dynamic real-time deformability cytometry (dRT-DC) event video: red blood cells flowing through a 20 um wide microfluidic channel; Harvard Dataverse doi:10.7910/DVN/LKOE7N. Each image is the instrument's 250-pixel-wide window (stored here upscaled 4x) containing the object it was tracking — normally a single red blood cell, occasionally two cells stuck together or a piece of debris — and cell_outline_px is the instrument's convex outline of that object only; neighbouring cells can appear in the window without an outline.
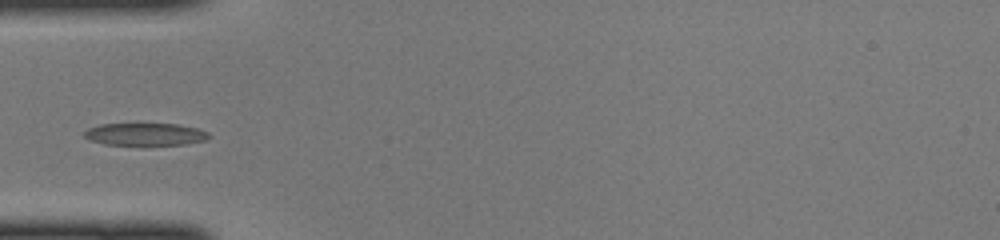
{"species": "common noctule bat (a hibernating species)", "species_latin": "Nyctalus noctula", "temperature_condition": "cold", "stored_images_in_passage": 33, "camera_frame_rate_fps": 3000, "um_per_image_px": 0.085, "animal": {"sex": "female", "body_mass_g": 22.0, "forearm_length_mm": 56.7}, "frame": {"image": 1, "passage_image": 1, "time_ms": 0.0, "image_size_px": [1000, 240], "cell_outline_px": [[208, 136], [204, 140], [184, 144], [104, 144], [92, 140], [84, 136], [84, 132], [88, 128], [100, 124], [176, 124], [196, 128], [208, 132]], "centroid_in_image_um": [12.31, 11.4], "position_along_channel_um": 72.7, "area_um2": 15.78}}
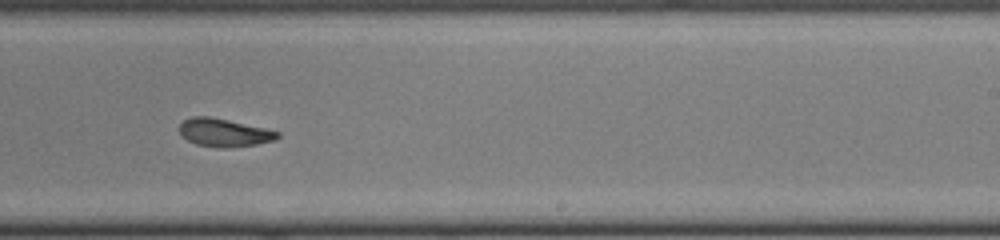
{"frame": {"image": 2, "passage_image": 15, "time_ms": 4.667, "image_size_px": [1000, 240], "cell_outline_px": [[280, 136], [276, 140], [256, 144], [224, 148], [216, 148], [196, 144], [188, 140], [180, 132], [180, 124], [184, 120], [192, 116], [208, 116], [228, 120], [264, 128], [280, 132]], "centroid_in_image_um": [19.06, 11.28], "position_along_channel_um": 269.9, "area_um2": 15.9}}
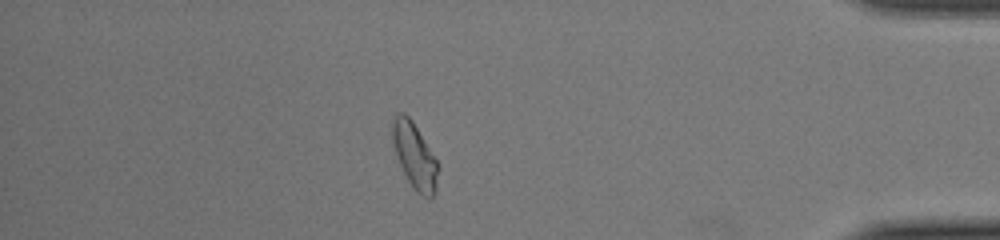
{"frame": {"image": 3, "passage_image": 27, "time_ms": 8.667, "image_size_px": [1000, 240], "cell_outline_px": [[440, 168], [436, 188], [432, 196], [428, 200], [420, 196], [416, 192], [408, 180], [396, 156], [392, 140], [392, 120], [396, 112], [404, 112], [412, 120], [436, 160]], "centroid_in_image_um": [35.24, 13.26], "position_along_channel_um": 400.0, "area_um2": 17.51}}